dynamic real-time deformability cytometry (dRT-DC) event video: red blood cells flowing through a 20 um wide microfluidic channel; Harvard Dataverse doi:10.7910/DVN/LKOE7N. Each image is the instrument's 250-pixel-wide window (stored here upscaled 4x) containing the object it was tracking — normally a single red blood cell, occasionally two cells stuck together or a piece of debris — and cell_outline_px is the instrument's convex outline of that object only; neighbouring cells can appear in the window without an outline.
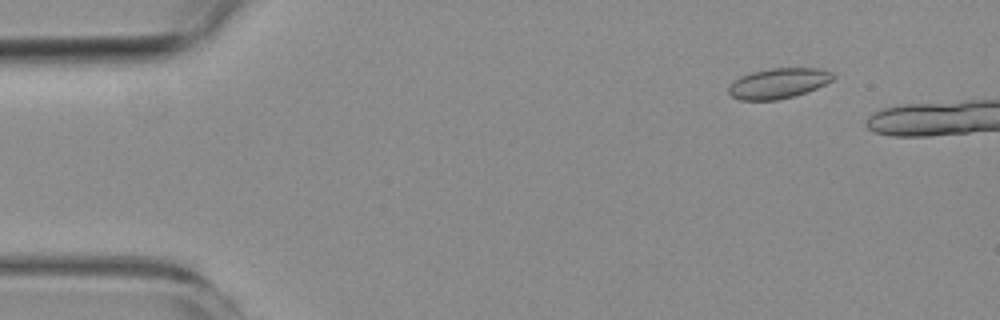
{"species": "common noctule bat (a hibernating species)", "species_latin": "Nyctalus noctula", "temperature_condition": "room temperature", "stored_images_in_passage": 9, "camera_frame_rate_fps": 3000, "um_per_image_px": 0.085, "animal": {"sex": "female", "body_mass_g": 19.3, "forearm_length_mm": 54.1}, "frame": {"image": 1, "passage_image": 2, "time_ms": 1.0, "image_size_px": [1000, 320], "cell_outline_px": [[836, 76], [832, 80], [816, 88], [792, 96], [776, 100], [740, 100], [732, 96], [728, 92], [728, 88], [732, 80], [740, 76], [752, 72], [772, 68], [820, 68], [832, 72]], "centroid_in_image_um": [66.14, 7.07], "position_along_channel_um": 18.9, "area_um2": 18.38}}
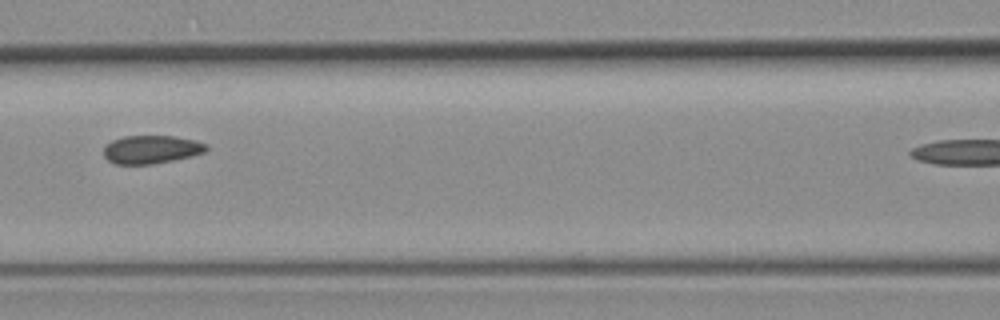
{"frame": {"image": 2, "passage_image": 7, "time_ms": 7.0, "image_size_px": [1000, 320], "cell_outline_px": [[208, 148], [204, 152], [192, 156], [152, 164], [116, 164], [108, 160], [104, 156], [104, 144], [112, 140], [124, 136], [172, 136], [196, 140], [208, 144]], "centroid_in_image_um": [12.85, 12.69], "position_along_channel_um": 153.7, "area_um2": 16.94}}
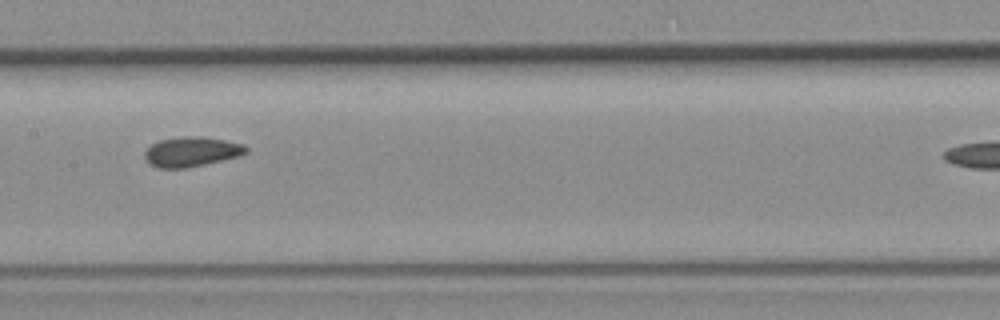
{"frame": {"image": 3, "passage_image": 8, "time_ms": 8.0, "image_size_px": [1000, 320], "cell_outline_px": [[248, 152], [240, 156], [188, 168], [160, 168], [148, 164], [144, 160], [144, 152], [152, 144], [160, 140], [184, 136], [204, 136], [244, 144], [248, 148]], "centroid_in_image_um": [16.28, 12.9], "position_along_channel_um": 191.1, "area_um2": 17.8}}